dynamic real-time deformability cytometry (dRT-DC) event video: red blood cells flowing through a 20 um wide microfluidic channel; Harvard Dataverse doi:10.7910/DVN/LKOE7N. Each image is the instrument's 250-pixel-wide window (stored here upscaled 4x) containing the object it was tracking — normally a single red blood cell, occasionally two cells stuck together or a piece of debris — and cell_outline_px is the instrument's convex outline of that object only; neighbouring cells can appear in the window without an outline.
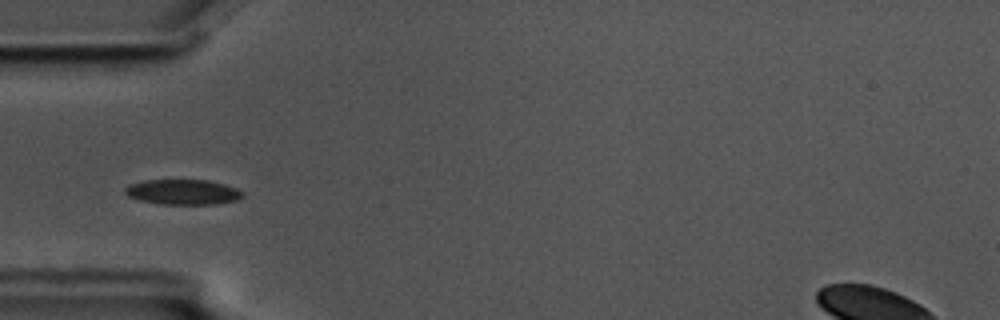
{"species": "common noctule bat (a hibernating species)", "species_latin": "Nyctalus noctula", "temperature_condition": "cold", "stored_images_in_passage": 8, "camera_frame_rate_fps": 3000, "um_per_image_px": 0.085, "animal": {"sex": "male", "body_mass_g": 17.5, "forearm_length_mm": 52.3}, "frame": {"image": 1, "passage_image": 3, "time_ms": 0.667, "image_size_px": [1000, 320], "cell_outline_px": [[244, 196], [240, 200], [216, 204], [164, 204], [140, 200], [128, 196], [124, 192], [124, 188], [128, 184], [144, 180], [208, 180], [224, 184], [236, 188], [244, 192]], "centroid_in_image_um": [15.57, 16.32], "position_along_channel_um": 69.4, "area_um2": 17.4}}
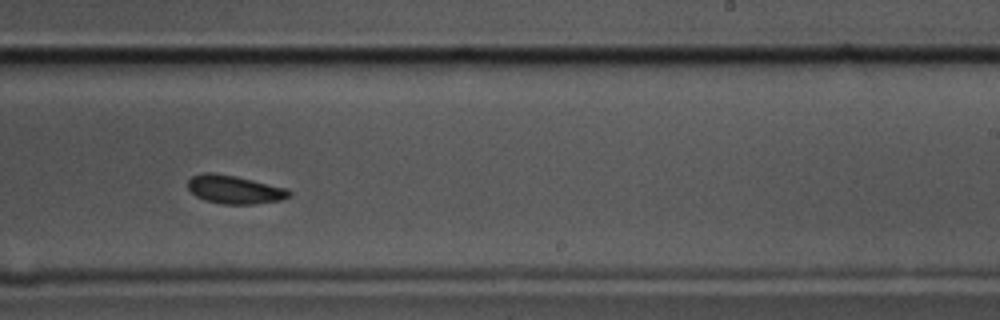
{"frame": {"image": 2, "passage_image": 8, "time_ms": 2.333, "image_size_px": [1000, 320], "cell_outline_px": [[292, 196], [280, 200], [252, 204], [224, 204], [204, 200], [196, 196], [188, 188], [188, 180], [192, 176], [204, 172], [216, 172], [236, 176], [284, 188], [292, 192]], "centroid_in_image_um": [19.9, 16.1], "position_along_channel_um": 269.1, "area_um2": 16.65}}